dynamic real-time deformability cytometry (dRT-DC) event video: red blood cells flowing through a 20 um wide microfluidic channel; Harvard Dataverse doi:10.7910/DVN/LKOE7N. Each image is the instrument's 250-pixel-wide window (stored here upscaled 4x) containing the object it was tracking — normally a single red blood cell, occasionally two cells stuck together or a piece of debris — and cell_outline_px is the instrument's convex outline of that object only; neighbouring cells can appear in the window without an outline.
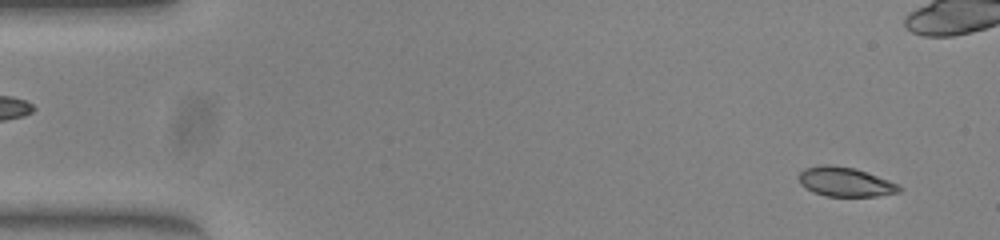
{"species": "common noctule bat (a hibernating species)", "species_latin": "Nyctalus noctula", "temperature_condition": "warm", "stored_images_in_passage": 52, "camera_frame_rate_fps": 3000, "um_per_image_px": 0.085, "animal": {"sex": "female", "body_mass_g": 23.0, "forearm_length_mm": 53.4}, "frame": {"image": 1, "passage_image": 3, "time_ms": 0.667, "image_size_px": [1000, 240], "cell_outline_px": [[900, 192], [876, 196], [824, 196], [800, 184], [800, 172], [804, 168], [824, 164], [828, 164], [856, 168], [888, 180], [896, 184], [900, 188]], "centroid_in_image_um": [71.83, 15.45], "position_along_channel_um": 13.2, "area_um2": 16.88}}
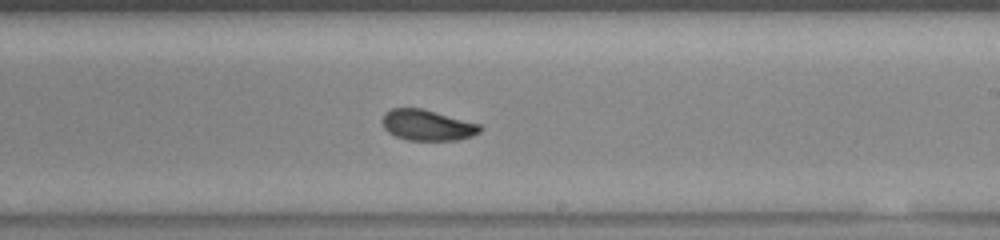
{"frame": {"image": 2, "passage_image": 30, "time_ms": 9.667, "image_size_px": [1000, 240], "cell_outline_px": [[484, 128], [480, 132], [472, 136], [460, 140], [408, 140], [396, 136], [388, 132], [384, 128], [380, 120], [384, 112], [392, 108], [424, 108], [480, 124]], "centroid_in_image_um": [36.32, 10.63], "position_along_channel_um": 252.7, "area_um2": 17.86}}
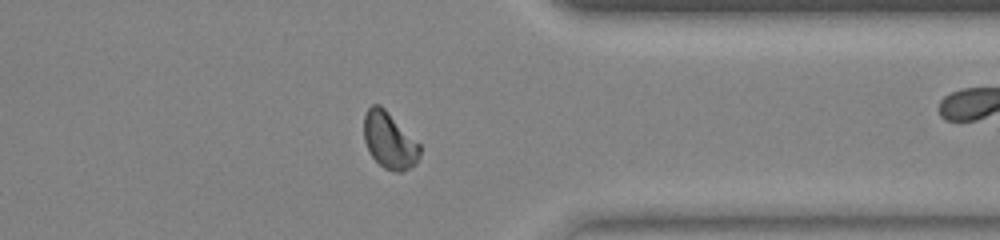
{"frame": {"image": 3, "passage_image": 40, "time_ms": 13.0, "image_size_px": [1000, 240], "cell_outline_px": [[420, 156], [416, 164], [400, 172], [396, 172], [384, 168], [372, 156], [364, 140], [364, 112], [372, 104], [380, 104], [420, 144]], "centroid_in_image_um": [33.09, 11.93], "position_along_channel_um": 378.3, "area_um2": 18.26}, "authors_computed_cell_mechanics": {"area_um2": 18.0625, "velocity_mm_per_s": 3.9974, "shape_relaxation_time_tau1_ms": 2.7382, "shape_relaxation_time_tau2_ms": 1.2854, "deformation_change_tau1": 0.1139, "deformation_change_tau2": 0.041}}